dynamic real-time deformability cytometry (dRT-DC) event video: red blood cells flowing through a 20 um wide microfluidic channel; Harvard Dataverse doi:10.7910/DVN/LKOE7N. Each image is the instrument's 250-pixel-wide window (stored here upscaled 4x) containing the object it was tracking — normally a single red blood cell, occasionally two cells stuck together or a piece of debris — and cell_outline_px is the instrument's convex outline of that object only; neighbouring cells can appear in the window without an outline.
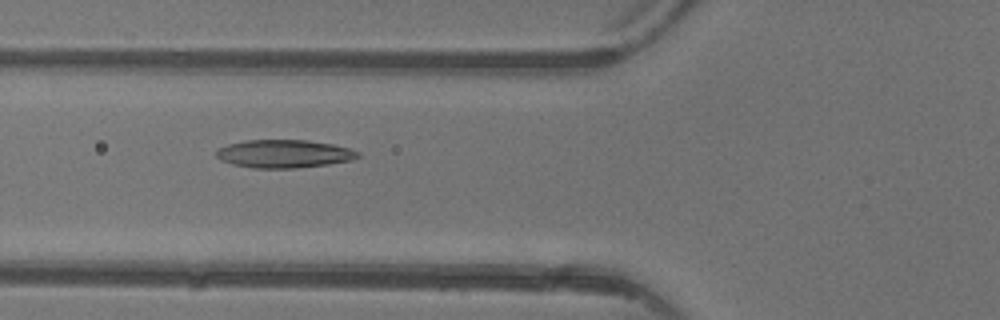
{"species": "common noctule bat (a hibernating species)", "species_latin": "Nyctalus noctula", "temperature_condition": "warm", "stored_images_in_passage": 5, "camera_frame_rate_fps": 3000, "um_per_image_px": 0.085, "animal": {"sex": "female"}, "frame": {"image": 1, "passage_image": 5, "time_ms": 4.667, "image_size_px": [1000, 320], "cell_outline_px": [[360, 156], [352, 160], [328, 164], [296, 168], [252, 168], [232, 164], [220, 160], [216, 156], [216, 148], [228, 144], [248, 140], [308, 140], [332, 144], [348, 148], [360, 152]], "centroid_in_image_um": [24.12, 13.07], "position_along_channel_um": 101.7, "area_um2": 23.24}}